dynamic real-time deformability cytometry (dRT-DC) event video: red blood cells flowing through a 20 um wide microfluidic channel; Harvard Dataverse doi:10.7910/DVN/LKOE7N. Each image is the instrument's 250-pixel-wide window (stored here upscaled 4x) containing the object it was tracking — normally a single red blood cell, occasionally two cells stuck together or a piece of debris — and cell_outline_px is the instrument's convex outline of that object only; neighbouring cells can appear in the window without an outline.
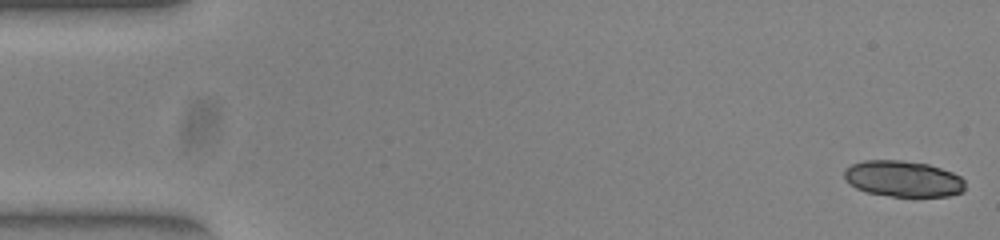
{"species": "common noctule bat (a hibernating species)", "species_latin": "Nyctalus noctula", "temperature_condition": "warm", "stored_images_in_passage": 50, "segment_of_instrument_passage": [1, 2], "camera_frame_rate_fps": 3000, "um_per_image_px": 0.085, "animal": {"sex": "female", "body_mass_g": 23.0, "forearm_length_mm": 53.4}, "frame": {"image": 1, "passage_image": 1, "time_ms": 0.0, "image_size_px": [1000, 240], "cell_outline_px": [[964, 192], [948, 196], [892, 196], [868, 192], [856, 188], [844, 176], [844, 168], [852, 164], [864, 160], [900, 160], [928, 164], [952, 172], [960, 176], [964, 180]], "centroid_in_image_um": [76.78, 15.19], "position_along_channel_um": 8.2, "area_um2": 25.26}}
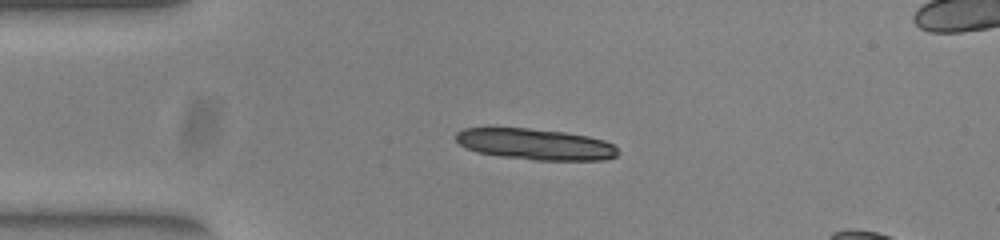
{"frame": {"image": 2, "passage_image": 12, "time_ms": 3.667, "image_size_px": [1000, 240], "cell_outline_px": [[620, 152], [616, 156], [604, 160], [532, 160], [500, 156], [476, 152], [460, 144], [456, 140], [456, 132], [464, 128], [528, 128], [564, 132], [588, 136], [604, 140], [612, 144]], "centroid_in_image_um": [45.51, 12.26], "position_along_channel_um": 39.5, "area_um2": 29.36}}